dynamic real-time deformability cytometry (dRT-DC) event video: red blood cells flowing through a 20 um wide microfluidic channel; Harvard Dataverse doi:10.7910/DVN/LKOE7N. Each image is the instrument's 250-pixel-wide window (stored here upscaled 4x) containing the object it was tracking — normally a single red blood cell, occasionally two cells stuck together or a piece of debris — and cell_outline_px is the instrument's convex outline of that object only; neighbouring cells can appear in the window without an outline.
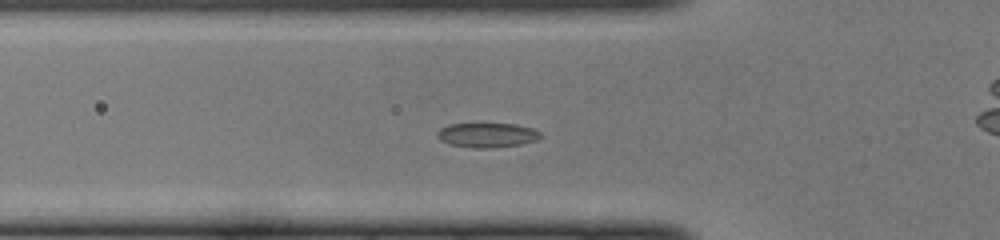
{"species": "common noctule bat (a hibernating species)", "species_latin": "Nyctalus noctula", "temperature_condition": "cold", "stored_images_in_passage": 44, "camera_frame_rate_fps": 3000, "um_per_image_px": 0.085, "animal": {"sex": "female", "body_mass_g": 22.0, "forearm_length_mm": 56.7}, "frame": {"image": 1, "passage_image": 12, "time_ms": 3.667, "image_size_px": [1000, 240], "cell_outline_px": [[544, 136], [536, 140], [520, 144], [492, 148], [476, 148], [448, 144], [440, 140], [436, 136], [436, 132], [440, 128], [448, 124], [516, 124], [532, 128], [540, 132]], "centroid_in_image_um": [41.39, 11.48], "position_along_channel_um": 84.4, "area_um2": 14.85}}
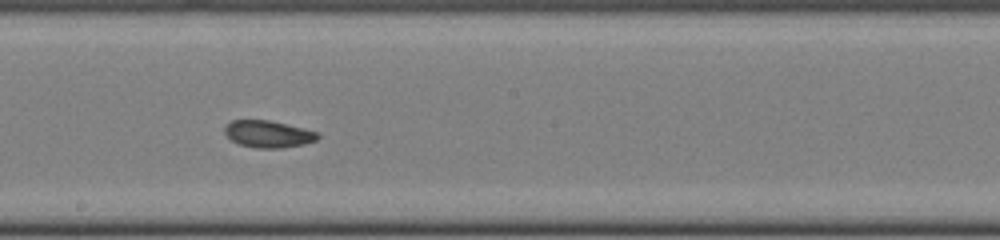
{"frame": {"image": 2, "passage_image": 22, "time_ms": 7.0, "image_size_px": [1000, 240], "cell_outline_px": [[320, 136], [316, 140], [304, 144], [280, 148], [256, 148], [240, 144], [232, 140], [224, 132], [224, 128], [232, 120], [268, 120], [304, 128], [320, 132]], "centroid_in_image_um": [22.83, 11.39], "position_along_channel_um": 225.4, "area_um2": 14.57}}
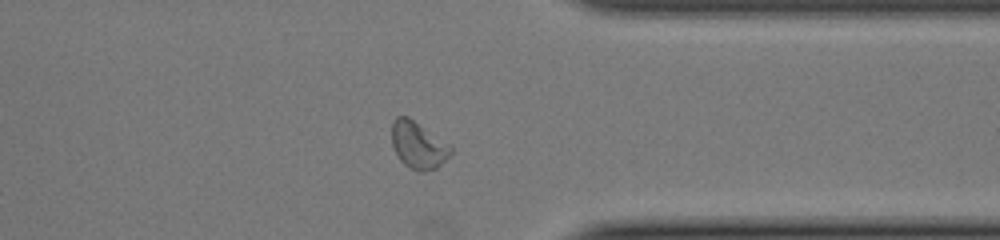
{"frame": {"image": 3, "passage_image": 33, "time_ms": 10.667, "image_size_px": [1000, 240], "cell_outline_px": [[452, 152], [436, 168], [424, 172], [420, 172], [408, 168], [400, 160], [392, 144], [392, 120], [396, 116], [408, 116], [448, 144], [452, 148]], "centroid_in_image_um": [35.51, 12.34], "position_along_channel_um": 375.9, "area_um2": 15.95}}